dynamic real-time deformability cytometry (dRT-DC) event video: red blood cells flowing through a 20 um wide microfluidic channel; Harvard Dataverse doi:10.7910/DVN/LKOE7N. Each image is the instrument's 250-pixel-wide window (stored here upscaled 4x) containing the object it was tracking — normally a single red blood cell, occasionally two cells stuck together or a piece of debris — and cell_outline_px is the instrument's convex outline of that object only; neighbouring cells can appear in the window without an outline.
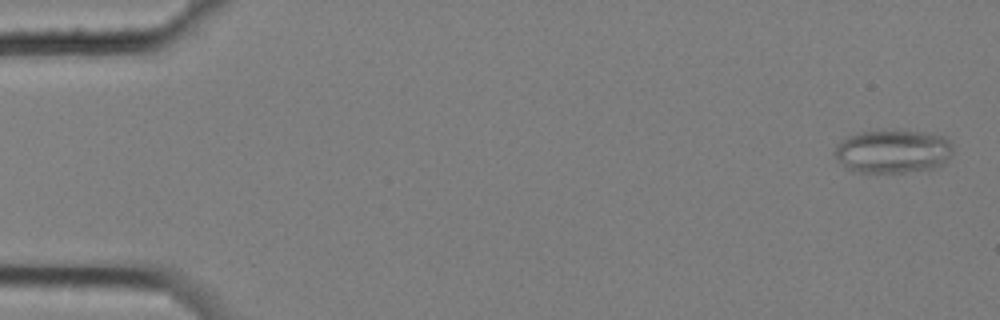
{"species": "common noctule bat (a hibernating species)", "species_latin": "Nyctalus noctula", "temperature_condition": "cold", "stored_images_in_passage": 4, "camera_frame_rate_fps": 3000, "um_per_image_px": 0.085, "animal": {"sex": "female", "body_mass_g": 25.1}, "frame": {"image": 1, "passage_image": 4, "time_ms": 1.0, "image_size_px": [1000, 320], "cell_outline_px": [[952, 156], [948, 160], [932, 168], [904, 172], [860, 172], [848, 168], [832, 152], [836, 144], [844, 136], [860, 132], [924, 132], [944, 136], [952, 144]], "centroid_in_image_um": [75.88, 12.87], "position_along_channel_um": 9.1, "area_um2": 29.48}}